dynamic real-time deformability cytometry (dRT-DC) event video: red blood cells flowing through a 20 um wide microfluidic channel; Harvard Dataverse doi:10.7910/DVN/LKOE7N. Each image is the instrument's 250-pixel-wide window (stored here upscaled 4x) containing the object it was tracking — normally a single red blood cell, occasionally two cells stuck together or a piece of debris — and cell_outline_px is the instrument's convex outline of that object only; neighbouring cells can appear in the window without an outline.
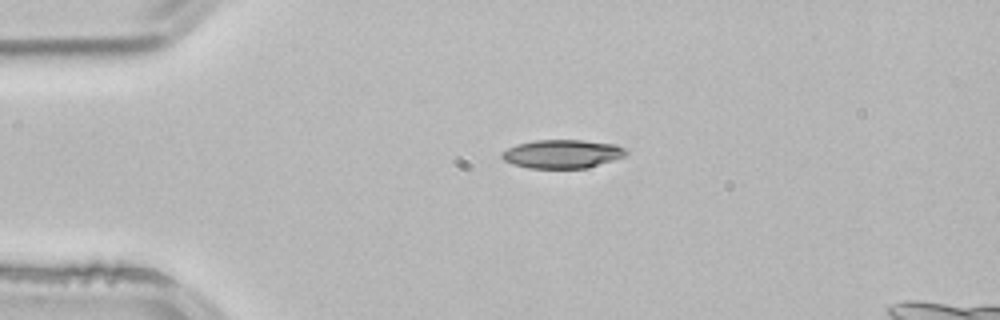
{"species": "common noctule bat (a hibernating species)", "species_latin": "Nyctalus noctula", "temperature_condition": "room temperature", "stored_images_in_passage": 3, "camera_frame_rate_fps": 3000, "um_per_image_px": 0.085, "animal": {"sex": "male", "body_mass_g": 21.5, "forearm_length_mm": 52.0}, "frame": {"image": 1, "passage_image": 1, "time_ms": 0.0, "image_size_px": [1000, 320], "cell_outline_px": [[628, 152], [624, 156], [588, 168], [528, 168], [512, 164], [504, 160], [500, 156], [500, 152], [516, 144], [536, 140], [580, 140], [616, 144], [624, 148]], "centroid_in_image_um": [47.75, 13.08], "position_along_channel_um": 37.2, "area_um2": 20.69}}
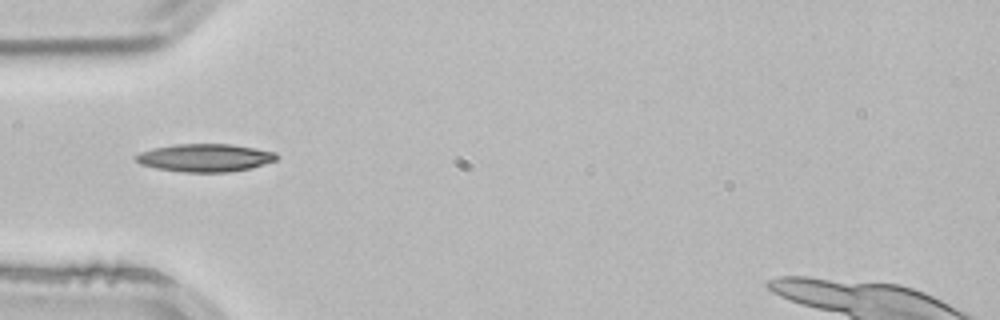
{"frame": {"image": 2, "passage_image": 2, "time_ms": 0.333, "image_size_px": [1000, 320], "cell_outline_px": [[280, 156], [276, 160], [252, 168], [228, 172], [184, 172], [156, 168], [140, 164], [132, 156], [140, 152], [152, 148], [176, 144], [232, 144], [256, 148], [276, 152]], "centroid_in_image_um": [17.44, 13.4], "position_along_channel_um": 67.6, "area_um2": 23.06}}